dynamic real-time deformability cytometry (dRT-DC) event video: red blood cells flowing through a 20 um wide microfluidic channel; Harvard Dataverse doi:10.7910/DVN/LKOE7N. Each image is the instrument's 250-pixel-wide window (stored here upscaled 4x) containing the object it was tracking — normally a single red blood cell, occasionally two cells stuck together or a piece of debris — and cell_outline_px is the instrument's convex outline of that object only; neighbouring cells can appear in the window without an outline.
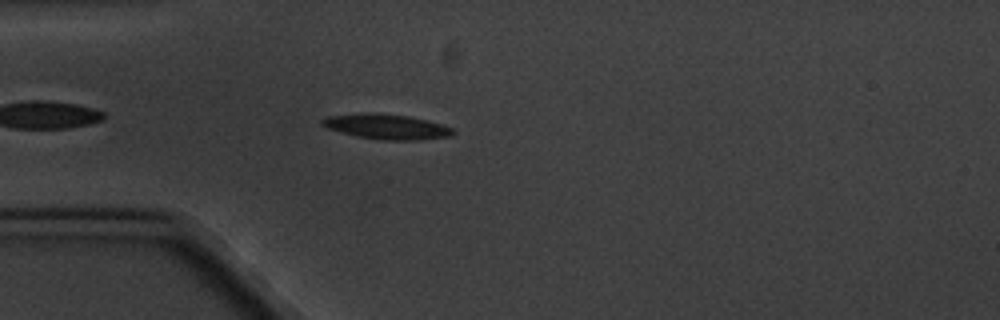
{"species": "common noctule bat (a hibernating species)", "species_latin": "Nyctalus noctula", "temperature_condition": "cold", "stored_images_in_passage": 4, "camera_frame_rate_fps": 3000, "um_per_image_px": 0.085, "animal": {"sex": "male", "body_mass_g": 20.1, "forearm_length_mm": 53.5}, "frame": {"image": 1, "passage_image": 4, "time_ms": 4.333, "image_size_px": [1000, 320], "cell_outline_px": [[456, 132], [452, 136], [420, 140], [380, 140], [356, 136], [328, 128], [320, 124], [320, 120], [328, 116], [368, 112], [376, 112], [408, 116], [428, 120], [452, 128]], "centroid_in_image_um": [32.87, 10.76], "position_along_channel_um": 52.1, "area_um2": 19.25}}